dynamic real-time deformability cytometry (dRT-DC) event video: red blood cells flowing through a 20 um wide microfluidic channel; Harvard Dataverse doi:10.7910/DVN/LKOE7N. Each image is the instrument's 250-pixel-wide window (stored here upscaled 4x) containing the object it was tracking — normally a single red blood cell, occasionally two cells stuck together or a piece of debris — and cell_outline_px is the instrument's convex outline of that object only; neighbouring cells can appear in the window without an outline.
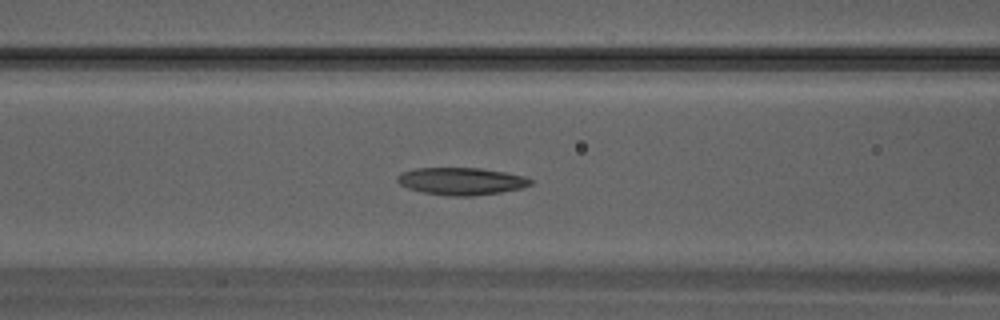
{"species": "Egyptian fruit bat (a non-hibernating species)", "species_latin": "Rousettus aegyptiacus", "temperature_condition": "warm", "stored_images_in_passage": 33, "camera_frame_rate_fps": 3000, "um_per_image_px": 0.085, "animal": {"sex": "male"}, "frame": {"image": 1, "passage_image": 14, "time_ms": 4.333, "image_size_px": [1000, 320], "cell_outline_px": [[532, 184], [524, 188], [500, 192], [472, 196], [452, 196], [424, 192], [408, 188], [400, 184], [396, 180], [396, 176], [412, 168], [480, 168], [504, 172], [524, 176], [532, 180]], "centroid_in_image_um": [39.22, 15.4], "position_along_channel_um": 127.4, "area_um2": 21.15}}
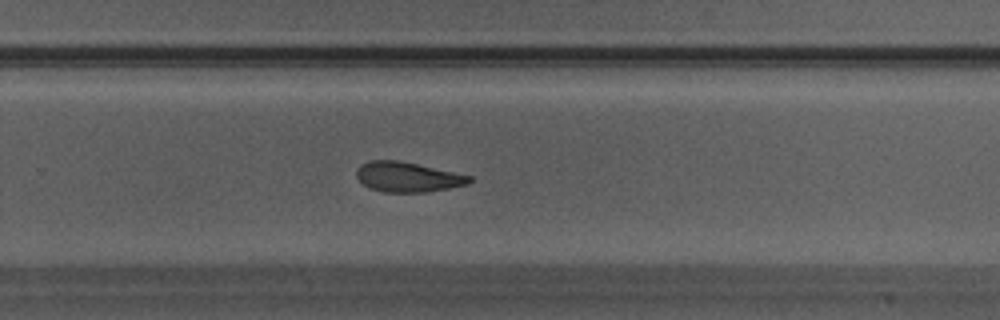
{"frame": {"image": 2, "passage_image": 22, "time_ms": 7.0, "image_size_px": [1000, 320], "cell_outline_px": [[472, 180], [468, 184], [448, 188], [424, 192], [384, 192], [368, 188], [356, 176], [356, 168], [360, 164], [368, 160], [400, 160], [472, 176]], "centroid_in_image_um": [34.61, 15.03], "position_along_channel_um": 295.2, "area_um2": 19.77}}
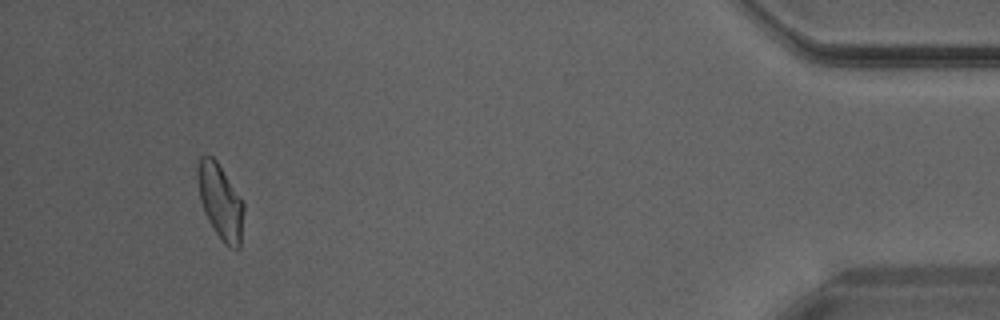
{"frame": {"image": 3, "passage_image": 31, "time_ms": 10.0, "image_size_px": [1000, 320], "cell_outline_px": [[244, 212], [240, 248], [232, 248], [224, 244], [208, 220], [204, 212], [200, 200], [196, 176], [196, 168], [200, 156], [208, 152], [216, 160], [244, 200]], "centroid_in_image_um": [18.73, 17.08], "position_along_channel_um": 416.5, "area_um2": 20.63}}